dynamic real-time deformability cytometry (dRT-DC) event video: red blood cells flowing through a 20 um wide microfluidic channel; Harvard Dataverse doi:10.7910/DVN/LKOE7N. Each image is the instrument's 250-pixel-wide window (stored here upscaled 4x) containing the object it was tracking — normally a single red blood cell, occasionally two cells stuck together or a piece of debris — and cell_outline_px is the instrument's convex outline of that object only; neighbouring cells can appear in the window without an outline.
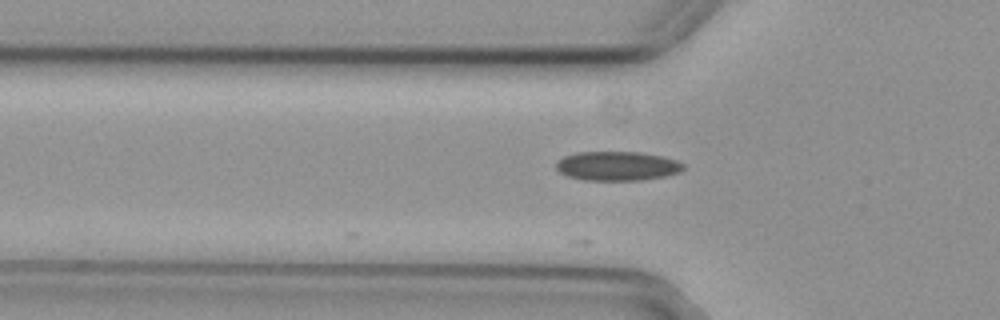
{"species": "common noctule bat (a hibernating species)", "species_latin": "Nyctalus noctula", "temperature_condition": "cold", "stored_images_in_passage": 7, "camera_frame_rate_fps": 3000, "um_per_image_px": 0.085, "animal": {"sex": "female", "body_mass_g": 29.2, "forearm_length_mm": 56.3}, "frame": {"image": 1, "passage_image": 2, "time_ms": 0.333, "image_size_px": [1000, 320], "cell_outline_px": [[684, 168], [680, 172], [664, 176], [640, 180], [584, 180], [568, 176], [560, 172], [556, 168], [556, 160], [564, 156], [576, 152], [640, 152], [660, 156], [676, 160], [684, 164]], "centroid_in_image_um": [52.44, 14.1], "position_along_channel_um": 73.4, "area_um2": 21.62}}
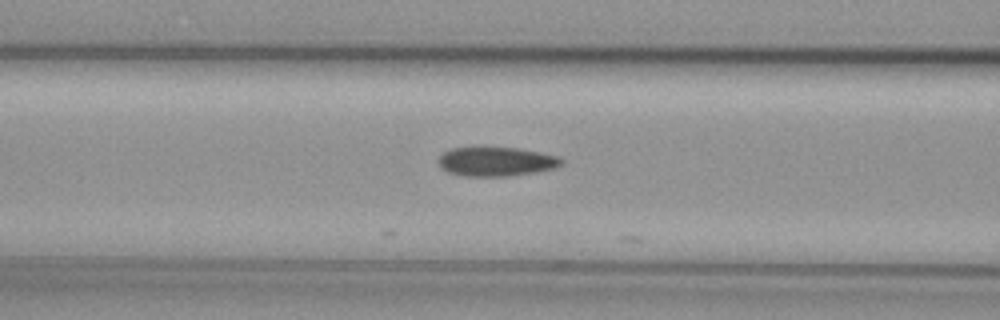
{"frame": {"image": 2, "passage_image": 6, "time_ms": 1.667, "image_size_px": [1000, 320], "cell_outline_px": [[564, 164], [556, 168], [536, 172], [508, 176], [464, 176], [448, 172], [440, 168], [436, 160], [444, 152], [452, 148], [516, 148], [540, 152], [556, 156], [564, 160]], "centroid_in_image_um": [42.17, 13.75], "position_along_channel_um": 124.4, "area_um2": 20.92}}